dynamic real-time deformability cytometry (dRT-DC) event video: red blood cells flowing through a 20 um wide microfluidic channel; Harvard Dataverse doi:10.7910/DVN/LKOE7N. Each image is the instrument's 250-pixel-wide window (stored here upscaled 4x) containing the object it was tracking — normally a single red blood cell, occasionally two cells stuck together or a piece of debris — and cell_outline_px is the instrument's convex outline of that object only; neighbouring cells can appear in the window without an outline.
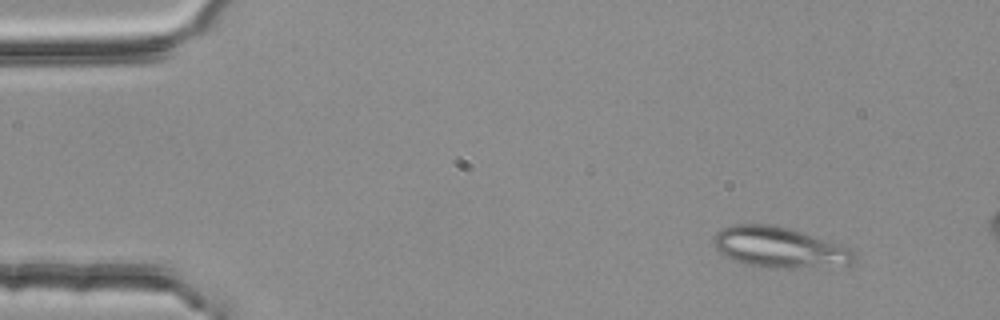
{"species": "common noctule bat (a hibernating species)", "species_latin": "Nyctalus noctula", "temperature_condition": "room temperature", "stored_images_in_passage": 4, "camera_frame_rate_fps": 3000, "um_per_image_px": 0.085, "animal": {"sex": "female", "body_mass_g": 25.1}, "frame": {"image": 1, "passage_image": 2, "time_ms": 0.333, "image_size_px": [1000, 320], "cell_outline_px": [[856, 260], [852, 264], [800, 268], [772, 268], [744, 264], [732, 260], [724, 256], [712, 244], [712, 236], [720, 228], [732, 224], [768, 224], [788, 228], [804, 232], [840, 244], [848, 248], [856, 256]], "centroid_in_image_um": [66.19, 21.02], "position_along_channel_um": 18.8, "area_um2": 33.64}}